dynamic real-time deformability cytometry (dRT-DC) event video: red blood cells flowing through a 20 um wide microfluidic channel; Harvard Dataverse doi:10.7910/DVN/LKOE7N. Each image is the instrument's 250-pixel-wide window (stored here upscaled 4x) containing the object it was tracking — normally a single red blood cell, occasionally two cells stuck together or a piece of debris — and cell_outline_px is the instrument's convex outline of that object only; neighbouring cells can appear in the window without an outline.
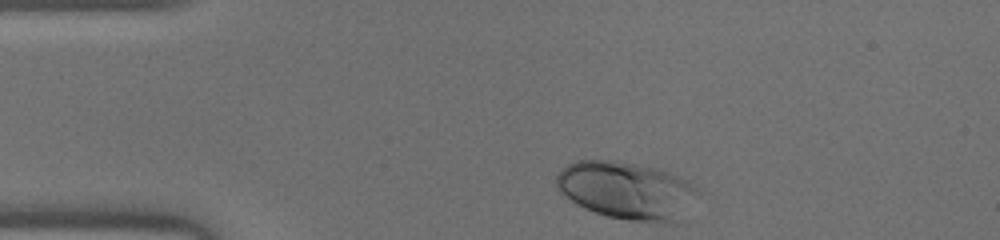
{"species": "human", "species_latin": "Homo sapiens", "temperature_condition": "warm", "stored_images_in_passage": 32, "camera_frame_rate_fps": 3000, "um_per_image_px": 0.085, "donor": {"sex": "male"}, "frame": {"image": 1, "passage_image": 1, "time_ms": 0.0, "image_size_px": [1000, 240], "cell_outline_px": [[700, 192], [676, 224], [664, 224], [628, 220], [608, 216], [596, 212], [572, 200], [560, 192], [556, 184], [556, 176], [568, 164], [576, 160], [616, 160], [660, 168], [688, 180]], "centroid_in_image_um": [53.33, 16.18], "position_along_channel_um": 31.7, "area_um2": 47.63}}
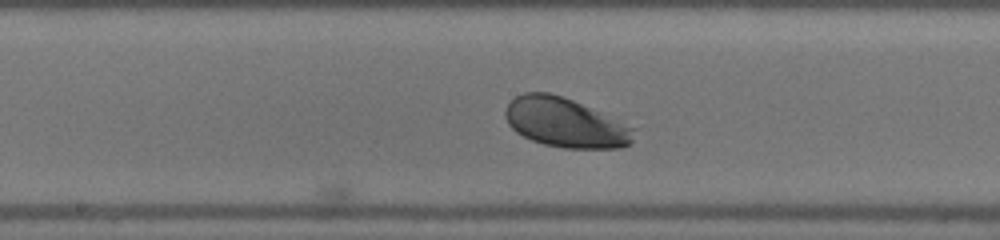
{"frame": {"image": 2, "passage_image": 16, "time_ms": 5.0, "image_size_px": [1000, 240], "cell_outline_px": [[636, 128], [632, 144], [620, 148], [564, 148], [544, 144], [532, 140], [516, 132], [508, 124], [504, 116], [504, 112], [508, 104], [516, 96], [524, 92], [548, 92], [572, 100], [600, 112]], "centroid_in_image_um": [48.05, 10.44], "position_along_channel_um": 200.1, "area_um2": 36.88}}
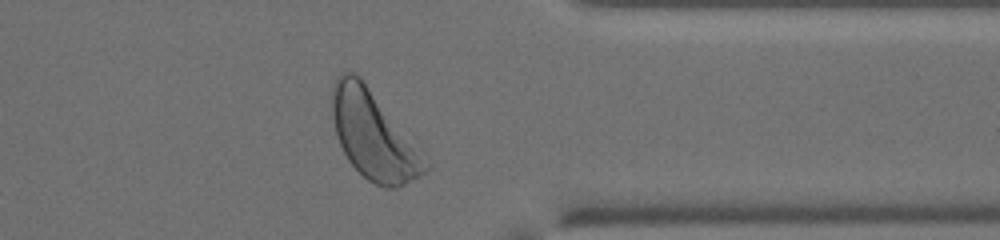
{"frame": {"image": 3, "passage_image": 29, "time_ms": 9.333, "image_size_px": [1000, 240], "cell_outline_px": [[432, 168], [428, 172], [396, 188], [384, 188], [368, 180], [348, 160], [336, 136], [332, 120], [332, 84], [336, 76], [344, 72], [356, 72], [360, 76], [432, 164]], "centroid_in_image_um": [31.76, 11.5], "position_along_channel_um": 379.6, "area_um2": 47.8}}